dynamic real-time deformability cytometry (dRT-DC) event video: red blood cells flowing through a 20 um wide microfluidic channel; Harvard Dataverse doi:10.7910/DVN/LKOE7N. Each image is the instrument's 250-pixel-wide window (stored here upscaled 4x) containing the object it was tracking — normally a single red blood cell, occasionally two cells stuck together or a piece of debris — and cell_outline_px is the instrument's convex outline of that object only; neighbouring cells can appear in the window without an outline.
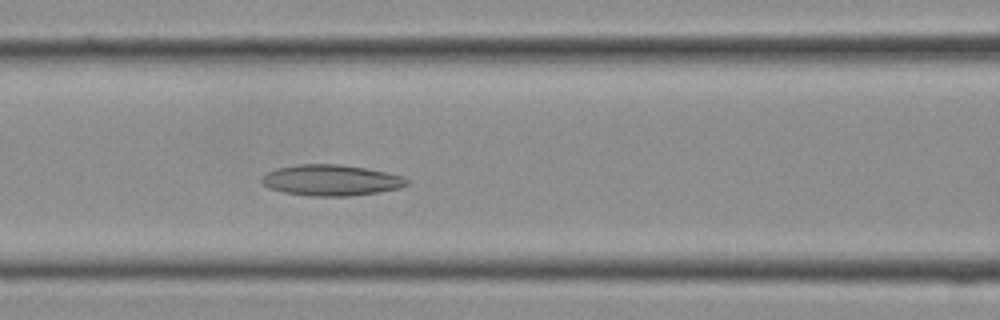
{"species": "Egyptian fruit bat (a non-hibernating species)", "species_latin": "Rousettus aegyptiacus", "temperature_condition": "cold", "stored_images_in_passage": 12, "camera_frame_rate_fps": 3000, "um_per_image_px": 0.085, "frame": {"image": 1, "passage_image": 12, "time_ms": 3.667, "image_size_px": [1000, 320], "cell_outline_px": [[408, 184], [400, 188], [376, 192], [348, 196], [312, 196], [284, 192], [268, 188], [260, 180], [268, 172], [276, 168], [296, 164], [340, 164], [388, 172], [404, 176], [408, 180]], "centroid_in_image_um": [28.15, 15.31], "position_along_channel_um": 138.5, "area_um2": 26.13}}